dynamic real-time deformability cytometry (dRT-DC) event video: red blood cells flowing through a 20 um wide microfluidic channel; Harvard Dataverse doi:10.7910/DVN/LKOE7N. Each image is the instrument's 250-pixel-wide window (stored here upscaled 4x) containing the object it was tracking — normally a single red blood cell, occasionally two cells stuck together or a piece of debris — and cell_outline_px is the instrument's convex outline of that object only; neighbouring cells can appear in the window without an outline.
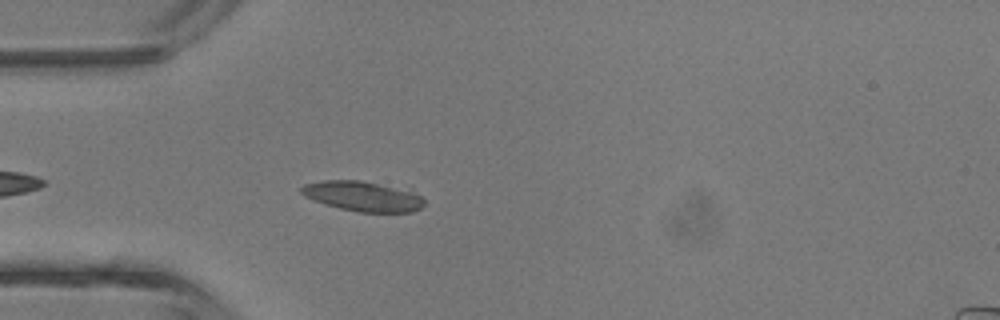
{"species": "common noctule bat (a hibernating species)", "species_latin": "Nyctalus noctula", "temperature_condition": "room temperature", "stored_images_in_passage": 32, "camera_frame_rate_fps": 3000, "um_per_image_px": 0.085, "animal": {"sex": "male", "body_mass_g": 13.3}, "frame": {"image": 1, "passage_image": 3, "time_ms": 0.667, "image_size_px": [1000, 320], "cell_outline_px": [[424, 204], [420, 208], [412, 212], [360, 212], [340, 208], [324, 204], [312, 200], [304, 196], [300, 192], [300, 188], [304, 184], [324, 180], [360, 180], [412, 192], [420, 196], [424, 200]], "centroid_in_image_um": [30.77, 16.69], "position_along_channel_um": 54.2, "area_um2": 21.15}}
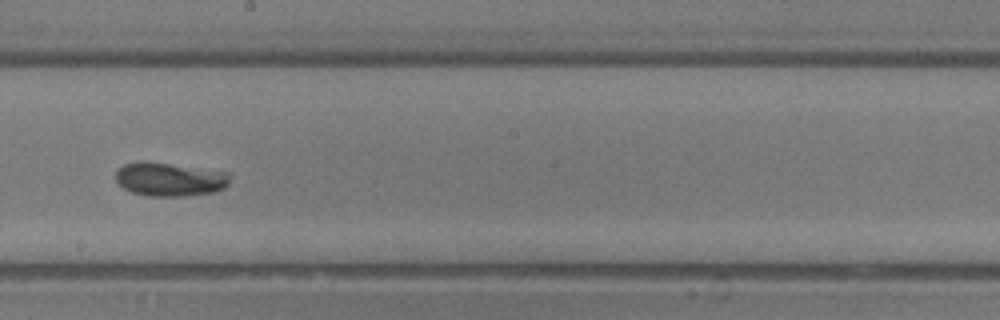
{"frame": {"image": 2, "passage_image": 15, "time_ms": 4.667, "image_size_px": [1000, 320], "cell_outline_px": [[228, 184], [224, 188], [212, 192], [184, 196], [148, 196], [132, 192], [124, 188], [116, 180], [116, 168], [124, 164], [168, 164], [228, 172]], "centroid_in_image_um": [14.43, 15.28], "position_along_channel_um": 233.8, "area_um2": 21.56}}
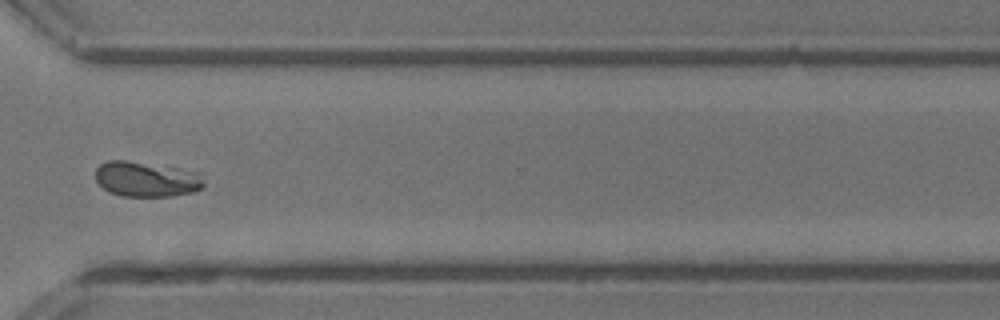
{"frame": {"image": 3, "passage_image": 23, "time_ms": 7.333, "image_size_px": [1000, 320], "cell_outline_px": [[204, 188], [192, 192], [172, 196], [124, 196], [108, 192], [96, 180], [96, 168], [100, 164], [108, 160], [124, 160], [180, 168], [200, 172], [204, 184]], "centroid_in_image_um": [12.47, 15.23], "position_along_channel_um": 358.1, "area_um2": 22.31}, "authors_computed_cell_mechanics": {"area_um2": 22.1085, "velocity_mm_per_s": 4.6586, "shape_relaxation_time_tau1_ms": 7.8523, "shape_relaxation_time_tau2_ms": 1.2638, "deformation_change_tau1": 0.1771, "deformation_change_tau2": 0.0494}}